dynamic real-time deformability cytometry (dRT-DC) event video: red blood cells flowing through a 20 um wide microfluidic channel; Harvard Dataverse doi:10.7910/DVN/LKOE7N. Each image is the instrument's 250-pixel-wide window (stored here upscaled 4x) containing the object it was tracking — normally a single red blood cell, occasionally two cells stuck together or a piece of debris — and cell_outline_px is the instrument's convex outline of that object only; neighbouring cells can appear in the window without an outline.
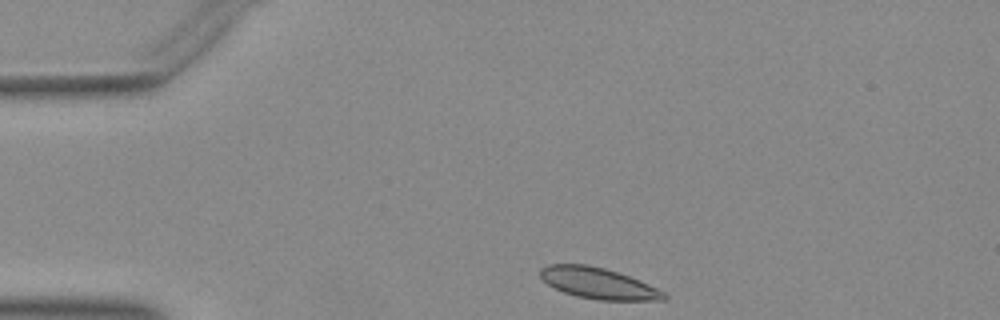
{"species": "Egyptian fruit bat (a non-hibernating species)", "species_latin": "Rousettus aegyptiacus", "temperature_condition": "warm", "stored_images_in_passage": 35, "camera_frame_rate_fps": 3000, "um_per_image_px": 0.085, "animal": {"sex": "female"}, "frame": {"image": 1, "passage_image": 1, "time_ms": 0.0, "image_size_px": [1000, 320], "cell_outline_px": [[668, 296], [664, 300], [600, 300], [576, 296], [564, 292], [548, 284], [540, 276], [540, 268], [548, 264], [588, 264], [604, 268], [628, 276], [656, 288], [664, 292]], "centroid_in_image_um": [50.82, 24.07], "position_along_channel_um": 34.2, "area_um2": 22.08}}
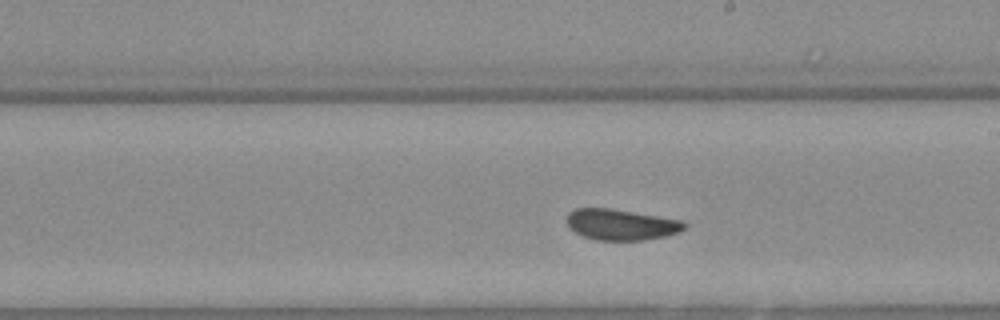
{"frame": {"image": 2, "passage_image": 20, "time_ms": 6.333, "image_size_px": [1000, 320], "cell_outline_px": [[688, 224], [680, 232], [664, 236], [644, 240], [596, 240], [584, 236], [568, 228], [568, 212], [576, 208], [612, 208], [680, 220]], "centroid_in_image_um": [52.78, 19.08], "position_along_channel_um": 236.2, "area_um2": 21.1}}
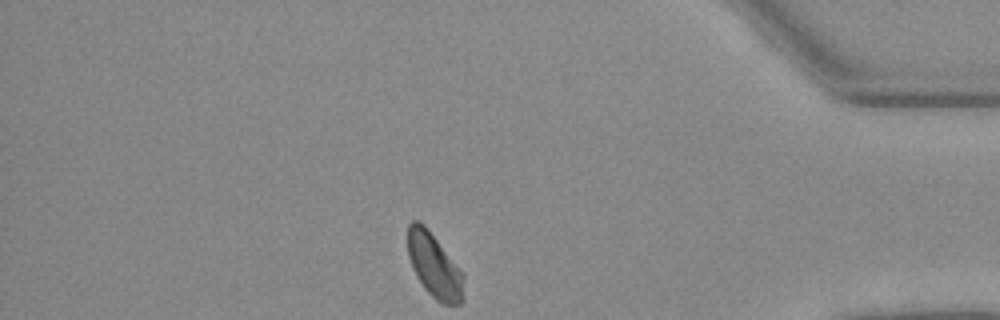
{"frame": {"image": 3, "passage_image": 35, "time_ms": 11.333, "image_size_px": [1000, 320], "cell_outline_px": [[464, 300], [460, 304], [444, 304], [436, 300], [424, 288], [416, 276], [412, 268], [408, 256], [408, 224], [412, 220], [416, 220], [424, 224], [464, 276]], "centroid_in_image_um": [36.9, 22.61], "position_along_channel_um": 398.3, "area_um2": 20.69}}